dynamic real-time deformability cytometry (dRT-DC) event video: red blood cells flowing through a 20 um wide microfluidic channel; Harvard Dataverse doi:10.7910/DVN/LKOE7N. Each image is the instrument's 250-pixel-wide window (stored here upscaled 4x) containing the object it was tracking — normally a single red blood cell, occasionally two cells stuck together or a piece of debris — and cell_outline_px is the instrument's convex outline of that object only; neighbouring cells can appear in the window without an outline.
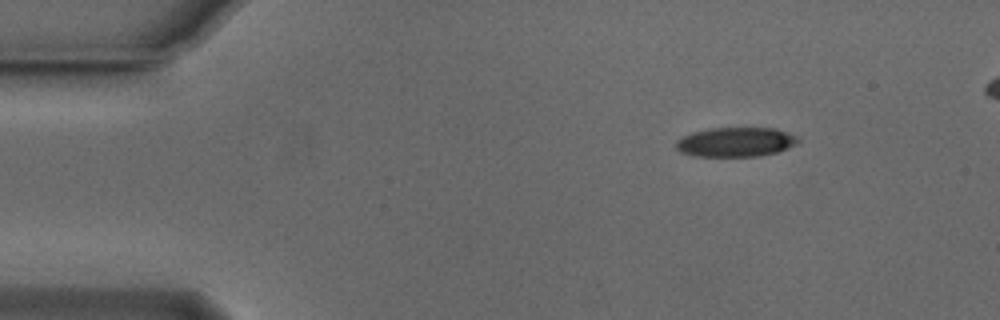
{"species": "Egyptian fruit bat (a non-hibernating species)", "species_latin": "Rousettus aegyptiacus", "temperature_condition": "cold", "stored_images_in_passage": 10, "camera_frame_rate_fps": 3000, "um_per_image_px": 0.085, "animal": {"sex": "male"}, "frame": {"image": 1, "passage_image": 1, "time_ms": 0.0, "image_size_px": [1000, 320], "cell_outline_px": [[800, 140], [796, 144], [776, 152], [760, 156], [696, 156], [680, 152], [676, 148], [676, 140], [692, 132], [708, 128], [776, 128], [796, 136]], "centroid_in_image_um": [62.51, 12.07], "position_along_channel_um": 22.5, "area_um2": 20.87}}